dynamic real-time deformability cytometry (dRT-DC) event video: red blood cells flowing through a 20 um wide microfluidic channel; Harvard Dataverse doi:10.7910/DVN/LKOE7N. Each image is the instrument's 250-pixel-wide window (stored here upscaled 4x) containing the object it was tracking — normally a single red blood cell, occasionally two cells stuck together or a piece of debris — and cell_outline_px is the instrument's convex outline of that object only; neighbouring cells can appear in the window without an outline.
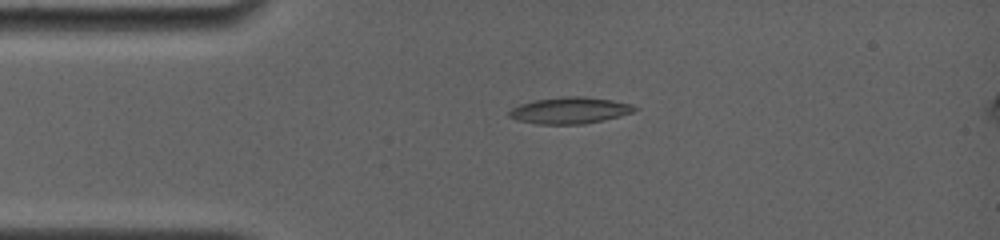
{"species": "common noctule bat (a hibernating species)", "species_latin": "Nyctalus noctula", "temperature_condition": "room temperature", "stored_images_in_passage": 4, "camera_frame_rate_fps": 4000, "um_per_image_px": 0.085, "animal": {"sex": "female", "body_mass_g": 19.0, "forearm_length_mm": 56.7}, "frame": {"image": 1, "passage_image": 3, "time_ms": 2.5, "image_size_px": [1000, 240], "cell_outline_px": [[640, 108], [632, 112], [620, 116], [604, 120], [584, 124], [536, 124], [516, 120], [508, 116], [508, 112], [512, 108], [520, 104], [532, 100], [568, 96], [584, 96], [612, 100], [632, 104]], "centroid_in_image_um": [48.43, 9.38], "position_along_channel_um": 36.6, "area_um2": 19.54}}